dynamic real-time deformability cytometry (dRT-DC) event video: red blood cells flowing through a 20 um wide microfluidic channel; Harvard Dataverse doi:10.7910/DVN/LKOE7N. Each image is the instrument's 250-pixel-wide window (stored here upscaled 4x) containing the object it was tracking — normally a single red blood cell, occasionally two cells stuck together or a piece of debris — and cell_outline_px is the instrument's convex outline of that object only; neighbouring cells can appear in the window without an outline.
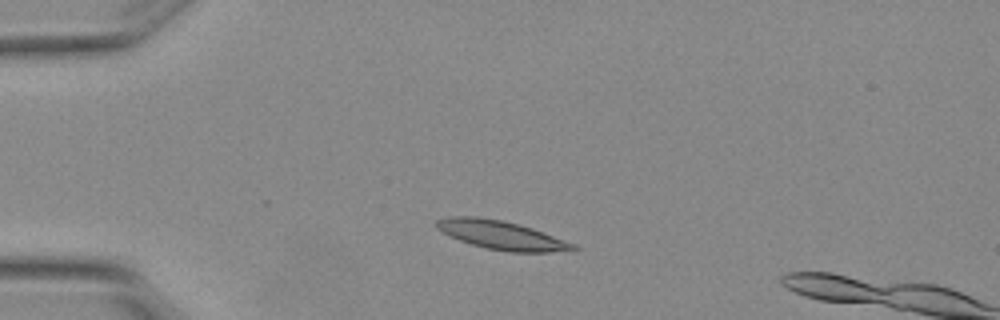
{"species": "Egyptian fruit bat (a non-hibernating species)", "species_latin": "Rousettus aegyptiacus", "temperature_condition": "warm", "stored_images_in_passage": 2, "camera_frame_rate_fps": 3000, "um_per_image_px": 0.085, "animal": {"sex": "female"}, "frame": {"image": 1, "passage_image": 1, "time_ms": 0.0, "image_size_px": [1000, 320], "cell_outline_px": [[580, 248], [572, 252], [508, 252], [488, 248], [472, 244], [460, 240], [436, 228], [436, 220], [448, 216], [476, 216], [500, 220], [520, 224], [532, 228], [576, 244]], "centroid_in_image_um": [42.7, 19.99], "position_along_channel_um": 42.3, "area_um2": 22.89}}